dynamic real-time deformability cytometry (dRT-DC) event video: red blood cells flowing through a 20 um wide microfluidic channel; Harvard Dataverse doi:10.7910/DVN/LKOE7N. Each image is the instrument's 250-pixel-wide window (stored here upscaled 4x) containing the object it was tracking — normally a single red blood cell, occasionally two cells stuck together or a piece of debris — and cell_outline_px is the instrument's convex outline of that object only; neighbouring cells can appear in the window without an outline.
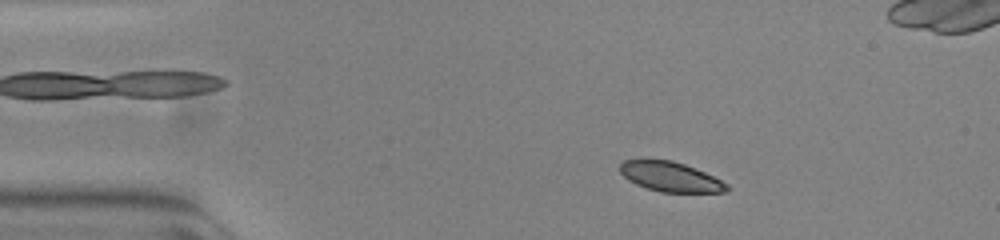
{"species": "common noctule bat (a hibernating species)", "species_latin": "Nyctalus noctula", "temperature_condition": "warm", "stored_images_in_passage": 52, "camera_frame_rate_fps": 3000, "um_per_image_px": 0.085, "animal": {"sex": "female", "body_mass_g": 23.0, "forearm_length_mm": 53.4}, "frame": {"image": 1, "passage_image": 6, "time_ms": 1.667, "image_size_px": [1000, 240], "cell_outline_px": [[732, 188], [728, 192], [660, 192], [636, 184], [628, 180], [620, 172], [620, 164], [624, 160], [672, 160], [684, 164], [704, 172], [728, 184]], "centroid_in_image_um": [57.01, 15.04], "position_along_channel_um": 28.0, "area_um2": 18.38}}
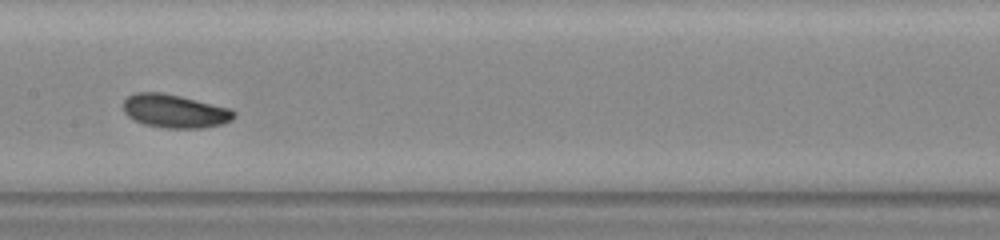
{"frame": {"image": 2, "passage_image": 24, "time_ms": 7.667, "image_size_px": [1000, 240], "cell_outline_px": [[236, 116], [232, 120], [224, 124], [200, 128], [168, 128], [144, 124], [128, 116], [124, 112], [124, 100], [128, 96], [136, 92], [160, 92], [180, 96], [232, 108], [236, 112]], "centroid_in_image_um": [14.91, 9.44], "position_along_channel_um": 192.5, "area_um2": 21.62}}
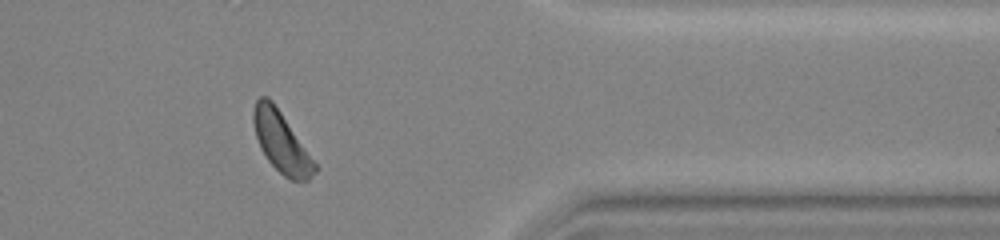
{"frame": {"image": 3, "passage_image": 41, "time_ms": 13.333, "image_size_px": [1000, 240], "cell_outline_px": [[320, 168], [308, 180], [292, 180], [284, 176], [268, 160], [260, 148], [256, 136], [252, 120], [252, 112], [256, 100], [260, 96], [268, 96], [272, 100]], "centroid_in_image_um": [23.91, 12.07], "position_along_channel_um": 387.5, "area_um2": 21.56}, "authors_computed_cell_mechanics": {"area_um2": 20.8658, "velocity_mm_per_s": 3.7767, "shape_relaxation_time_tau1_ms": 5.4765, "shape_relaxation_time_tau2_ms": null, "deformation_change_tau1": 0.1533, "deformation_change_tau2": null}}